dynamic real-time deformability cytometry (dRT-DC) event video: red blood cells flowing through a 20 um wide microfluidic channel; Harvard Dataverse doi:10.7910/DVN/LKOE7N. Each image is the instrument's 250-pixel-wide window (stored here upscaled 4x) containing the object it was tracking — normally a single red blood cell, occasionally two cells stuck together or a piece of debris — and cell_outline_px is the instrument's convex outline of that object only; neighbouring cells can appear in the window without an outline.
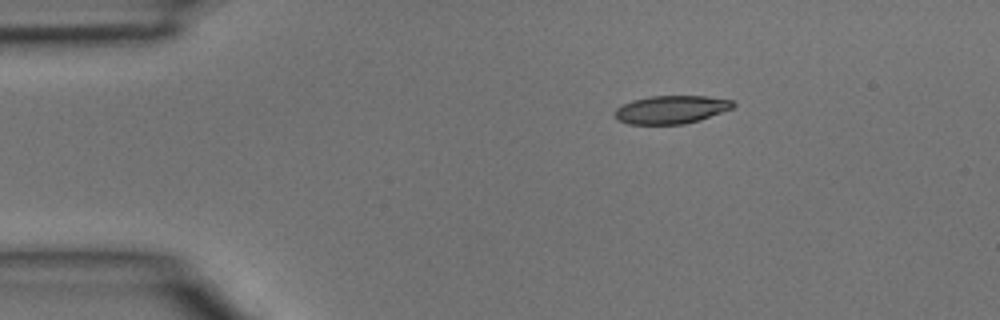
{"species": "common noctule bat (a hibernating species)", "species_latin": "Nyctalus noctula", "temperature_condition": "room temperature", "stored_images_in_passage": 3, "camera_frame_rate_fps": 3000, "um_per_image_px": 0.085, "animal": {"sex": "male", "body_mass_g": 15.6}, "frame": {"image": 1, "passage_image": 1, "time_ms": 0.0, "image_size_px": [1000, 320], "cell_outline_px": [[736, 104], [732, 108], [700, 120], [684, 124], [628, 124], [616, 120], [612, 112], [616, 108], [632, 100], [652, 96], [704, 96], [732, 100]], "centroid_in_image_um": [57.0, 9.32], "position_along_channel_um": 28.0, "area_um2": 19.42}}
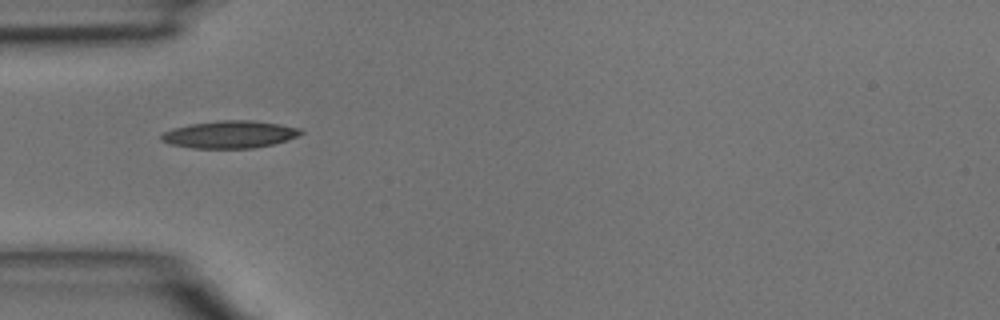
{"frame": {"image": 2, "passage_image": 3, "time_ms": 0.667, "image_size_px": [1000, 320], "cell_outline_px": [[304, 132], [300, 136], [288, 140], [272, 144], [252, 148], [192, 148], [168, 144], [160, 140], [160, 136], [164, 132], [172, 128], [192, 124], [220, 120], [252, 120], [280, 124], [300, 128]], "centroid_in_image_um": [19.54, 11.43], "position_along_channel_um": 65.5, "area_um2": 22.37}}